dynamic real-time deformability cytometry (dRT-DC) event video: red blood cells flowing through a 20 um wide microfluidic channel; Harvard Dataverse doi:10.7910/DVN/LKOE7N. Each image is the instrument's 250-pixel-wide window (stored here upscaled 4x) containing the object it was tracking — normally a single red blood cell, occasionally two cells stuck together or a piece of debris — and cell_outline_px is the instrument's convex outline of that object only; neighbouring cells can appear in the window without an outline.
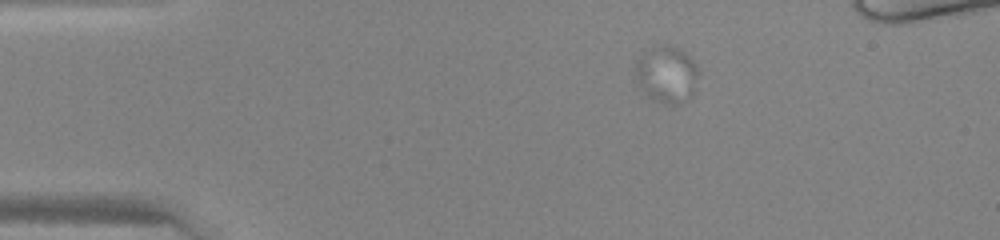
{"species": "human", "species_latin": "Homo sapiens", "temperature_condition": "warm", "stored_images_in_passage": 16, "camera_frame_rate_fps": 3000, "um_per_image_px": 0.085, "donor": {"sex": "female"}, "frame": {"image": 1, "passage_image": 3, "time_ms": 0.667, "image_size_px": [1000, 240], "cell_outline_px": [[700, 72], [696, 88], [688, 100], [676, 104], [668, 104], [648, 96], [636, 80], [636, 60], [652, 48], [660, 44], [668, 44], [680, 48], [696, 64]], "centroid_in_image_um": [56.72, 6.31], "position_along_channel_um": 28.3, "area_um2": 20.81}}
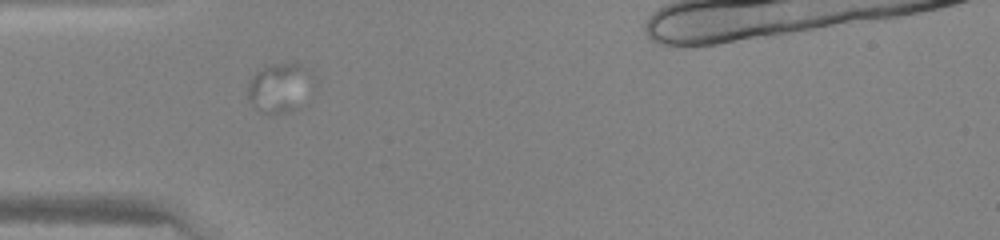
{"frame": {"image": 2, "passage_image": 10, "time_ms": 3.0, "image_size_px": [1000, 240], "cell_outline_px": [[316, 88], [300, 108], [292, 112], [268, 116], [260, 112], [248, 100], [248, 88], [252, 76], [256, 72], [272, 64], [300, 64], [308, 68], [312, 72], [316, 80]], "centroid_in_image_um": [23.89, 7.52], "position_along_channel_um": 61.1, "area_um2": 19.88}}